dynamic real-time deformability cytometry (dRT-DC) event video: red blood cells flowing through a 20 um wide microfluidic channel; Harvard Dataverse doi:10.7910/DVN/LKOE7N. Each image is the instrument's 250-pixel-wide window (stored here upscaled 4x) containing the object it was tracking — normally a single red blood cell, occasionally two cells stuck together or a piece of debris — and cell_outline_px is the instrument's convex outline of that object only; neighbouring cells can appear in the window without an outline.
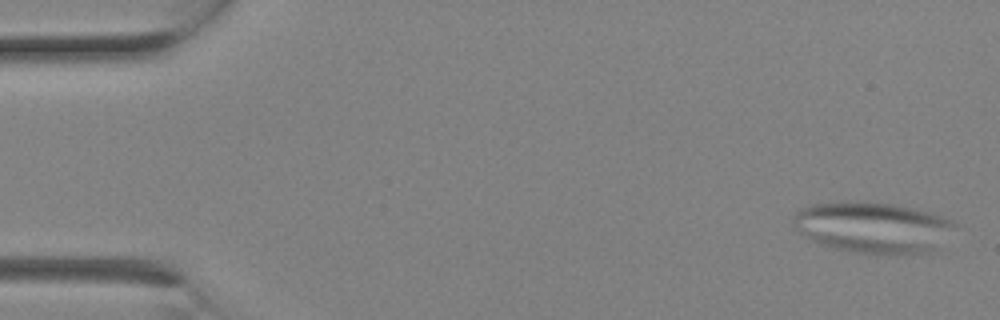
{"species": "Egyptian fruit bat (a non-hibernating species)", "species_latin": "Rousettus aegyptiacus", "temperature_condition": "room temperature", "stored_images_in_passage": 2, "camera_frame_rate_fps": 3000, "um_per_image_px": 0.085, "animal": {"sex": "female"}, "frame": {"image": 1, "passage_image": 1, "time_ms": 0.0, "image_size_px": [1000, 320], "cell_outline_px": [[956, 224], [928, 252], [852, 252], [820, 244], [812, 240], [800, 232], [796, 228], [796, 212], [800, 208], [812, 204], [848, 200], [892, 204], [932, 212], [952, 220]], "centroid_in_image_um": [74.12, 19.27], "position_along_channel_um": 10.9, "area_um2": 46.53}}